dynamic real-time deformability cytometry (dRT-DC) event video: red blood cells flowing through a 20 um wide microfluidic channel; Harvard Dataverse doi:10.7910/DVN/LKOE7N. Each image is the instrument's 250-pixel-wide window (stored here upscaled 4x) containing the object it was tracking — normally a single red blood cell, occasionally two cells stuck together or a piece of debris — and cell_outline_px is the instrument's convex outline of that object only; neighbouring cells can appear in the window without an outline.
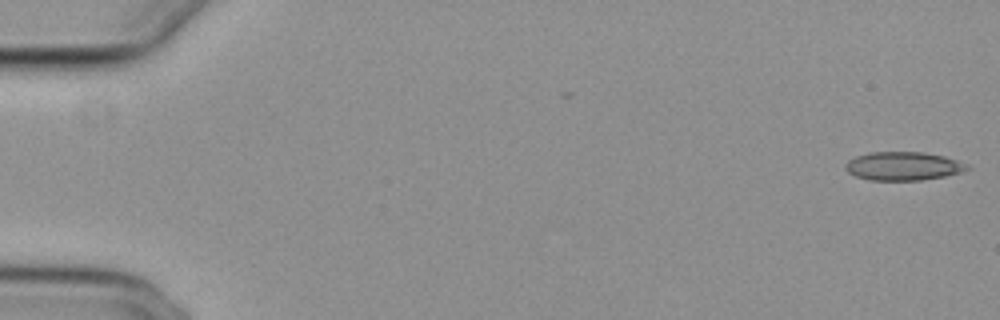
{"species": "common noctule bat (a hibernating species)", "species_latin": "Nyctalus noctula", "temperature_condition": "cold", "stored_images_in_passage": 17, "camera_frame_rate_fps": 3000, "um_per_image_px": 0.085, "animal": {"sex": "female", "body_mass_g": 29.2, "forearm_length_mm": 56.3}, "frame": {"image": 1, "passage_image": 1, "time_ms": 0.0, "image_size_px": [1000, 320], "cell_outline_px": [[972, 168], [960, 172], [944, 176], [920, 180], [868, 180], [856, 176], [848, 172], [844, 168], [844, 164], [848, 160], [856, 156], [868, 152], [924, 152], [944, 156], [968, 164]], "centroid_in_image_um": [76.75, 14.11], "position_along_channel_um": 8.3, "area_um2": 20.29}}
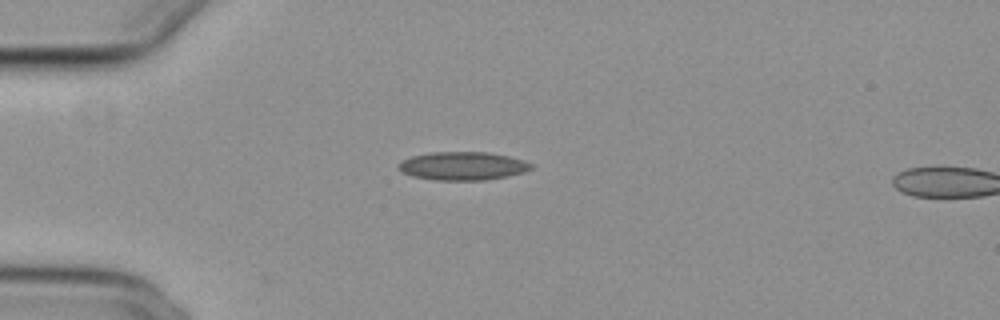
{"frame": {"image": 2, "passage_image": 15, "time_ms": 4.667, "image_size_px": [1000, 320], "cell_outline_px": [[536, 164], [532, 168], [524, 172], [508, 176], [484, 180], [436, 180], [412, 176], [400, 172], [396, 164], [412, 156], [432, 152], [488, 152], [508, 156], [524, 160]], "centroid_in_image_um": [39.35, 14.11], "position_along_channel_um": 45.7, "area_um2": 22.02}}